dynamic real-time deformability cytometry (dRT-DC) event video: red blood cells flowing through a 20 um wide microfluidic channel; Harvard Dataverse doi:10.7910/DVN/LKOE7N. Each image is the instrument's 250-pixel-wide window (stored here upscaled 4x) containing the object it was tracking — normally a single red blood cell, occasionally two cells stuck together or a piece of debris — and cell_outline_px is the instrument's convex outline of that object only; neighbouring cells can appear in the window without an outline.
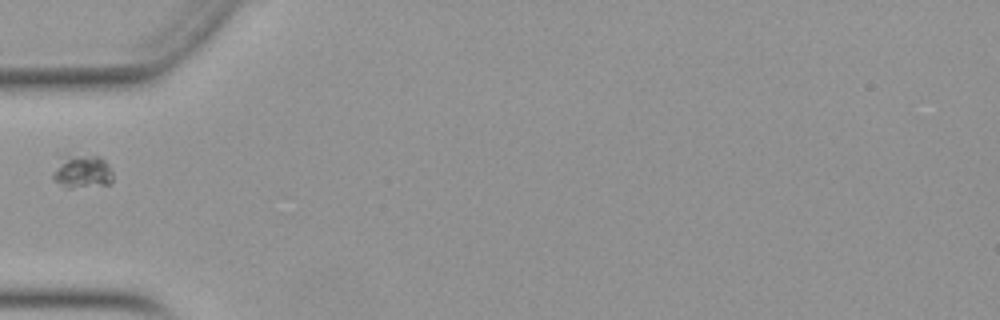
{"species": "Egyptian fruit bat (a non-hibernating species)", "species_latin": "Rousettus aegyptiacus", "temperature_condition": "warm", "stored_images_in_passage": 16, "camera_frame_rate_fps": 3000, "um_per_image_px": 0.085, "animal": {"sex": "female"}, "frame": {"image": 1, "passage_image": 1, "time_ms": 0.0, "image_size_px": [1000, 320], "cell_outline_px": [[112, 184], [72, 188], [64, 188], [52, 180], [52, 172], [56, 152], [68, 152], [100, 156], [104, 160], [112, 172]], "centroid_in_image_um": [6.83, 14.5], "position_along_channel_um": 78.2, "area_um2": 12.95}}
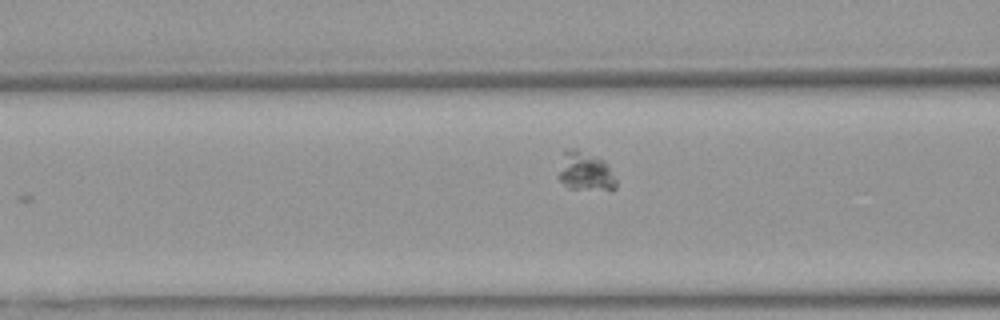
{"frame": {"image": 2, "passage_image": 4, "time_ms": 1.0, "image_size_px": [1000, 320], "cell_outline_px": [[616, 188], [568, 188], [556, 176], [564, 148], [576, 148], [596, 156], [604, 160], [608, 164], [616, 180]], "centroid_in_image_um": [49.68, 14.51], "position_along_channel_um": 116.9, "area_um2": 13.06}}
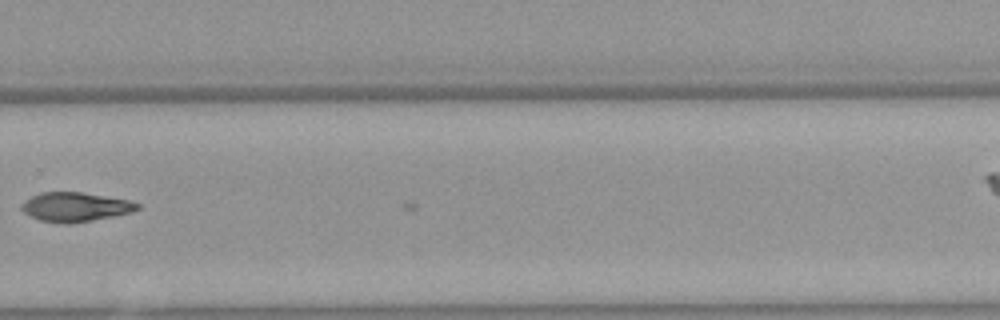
{"frame": {"image": 3, "passage_image": 14, "time_ms": 4.333, "image_size_px": [1000, 320], "cell_outline_px": [[140, 208], [132, 212], [116, 216], [68, 224], [60, 224], [40, 220], [24, 212], [20, 208], [20, 204], [32, 196], [40, 192], [80, 192], [128, 200], [140, 204]], "centroid_in_image_um": [6.39, 17.6], "position_along_channel_um": 323.4, "area_um2": 19.71}}